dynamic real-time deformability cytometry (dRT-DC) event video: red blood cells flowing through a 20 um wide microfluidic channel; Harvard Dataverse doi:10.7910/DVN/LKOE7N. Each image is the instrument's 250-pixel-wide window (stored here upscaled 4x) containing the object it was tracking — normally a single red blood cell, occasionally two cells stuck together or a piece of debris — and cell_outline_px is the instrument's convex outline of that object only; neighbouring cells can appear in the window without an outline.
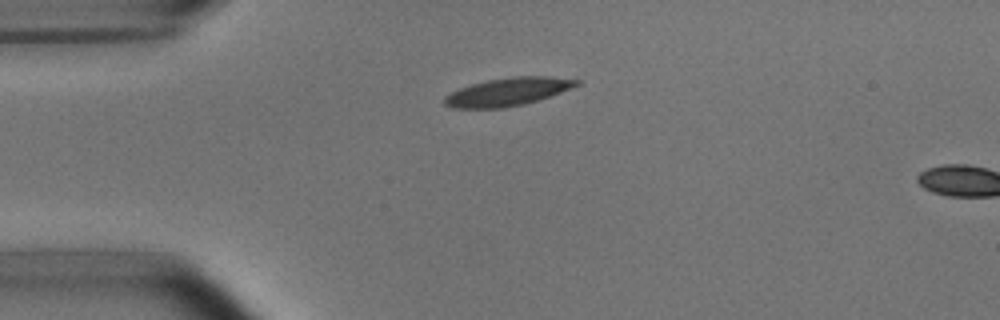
{"species": "common noctule bat (a hibernating species)", "species_latin": "Nyctalus noctula", "temperature_condition": "room temperature", "stored_images_in_passage": 2, "camera_frame_rate_fps": 3000, "um_per_image_px": 0.085, "animal": {"sex": "male", "body_mass_g": 15.6}, "frame": {"image": 1, "passage_image": 1, "time_ms": 0.0, "image_size_px": [1000, 320], "cell_outline_px": [[580, 84], [572, 88], [536, 100], [520, 104], [500, 108], [452, 108], [444, 104], [444, 96], [460, 88], [472, 84], [488, 80], [512, 76], [548, 76], [580, 80]], "centroid_in_image_um": [43.14, 7.79], "position_along_channel_um": 41.9, "area_um2": 21.21}}